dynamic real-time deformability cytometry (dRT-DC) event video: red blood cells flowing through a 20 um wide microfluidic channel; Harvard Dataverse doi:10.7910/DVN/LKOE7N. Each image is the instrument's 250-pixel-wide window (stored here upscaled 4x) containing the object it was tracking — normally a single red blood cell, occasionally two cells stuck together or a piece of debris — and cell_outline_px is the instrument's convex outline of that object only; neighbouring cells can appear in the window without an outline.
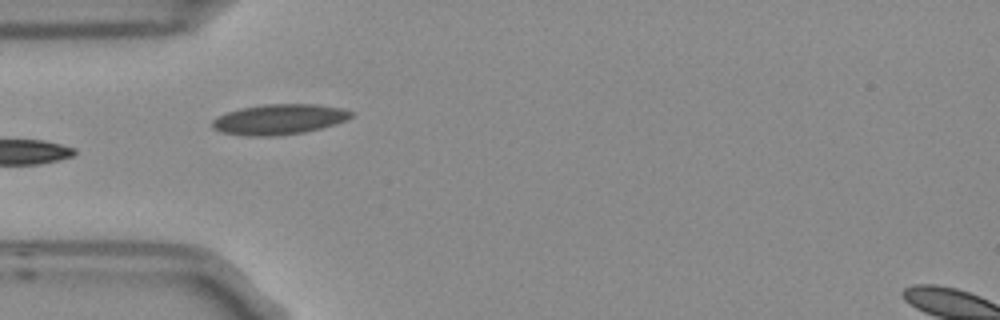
{"species": "Egyptian fruit bat (a non-hibernating species)", "species_latin": "Rousettus aegyptiacus", "temperature_condition": "room temperature", "stored_images_in_passage": 2, "camera_frame_rate_fps": 3000, "um_per_image_px": 0.085, "frame": {"image": 1, "passage_image": 2, "time_ms": 0.333, "image_size_px": [1000, 320], "cell_outline_px": [[356, 112], [352, 116], [336, 124], [304, 132], [276, 136], [244, 136], [220, 132], [212, 128], [212, 120], [228, 112], [240, 108], [264, 104], [316, 104], [344, 108]], "centroid_in_image_um": [23.74, 10.14], "position_along_channel_um": 61.3, "area_um2": 24.68}}